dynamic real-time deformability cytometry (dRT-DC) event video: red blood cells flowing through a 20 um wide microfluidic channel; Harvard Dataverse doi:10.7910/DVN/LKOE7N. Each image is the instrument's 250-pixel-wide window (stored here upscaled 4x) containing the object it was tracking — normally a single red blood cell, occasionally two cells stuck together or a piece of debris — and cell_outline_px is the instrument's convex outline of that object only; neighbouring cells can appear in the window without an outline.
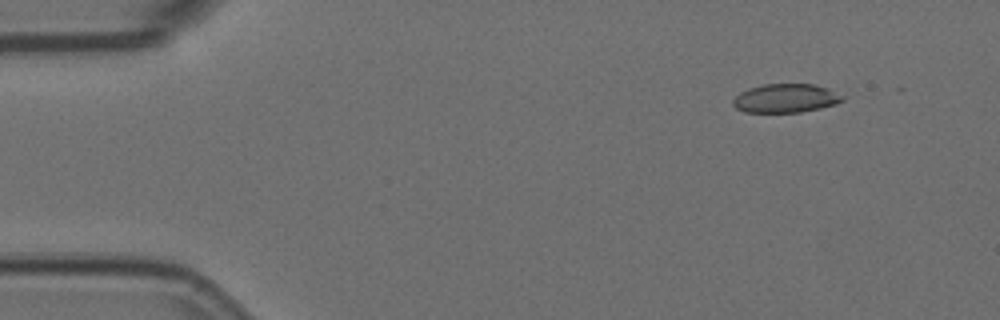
{"species": "Egyptian fruit bat (a non-hibernating species)", "species_latin": "Rousettus aegyptiacus", "temperature_condition": "room temperature", "stored_images_in_passage": 3, "camera_frame_rate_fps": 3000, "um_per_image_px": 0.085, "animal": {"sex": "female"}, "frame": {"image": 1, "passage_image": 3, "time_ms": 0.667, "image_size_px": [1000, 320], "cell_outline_px": [[844, 100], [836, 104], [820, 108], [800, 112], [744, 112], [736, 108], [732, 104], [732, 100], [740, 92], [748, 88], [764, 84], [816, 84], [828, 88], [844, 96]], "centroid_in_image_um": [66.78, 8.35], "position_along_channel_um": 18.2, "area_um2": 18.44}}